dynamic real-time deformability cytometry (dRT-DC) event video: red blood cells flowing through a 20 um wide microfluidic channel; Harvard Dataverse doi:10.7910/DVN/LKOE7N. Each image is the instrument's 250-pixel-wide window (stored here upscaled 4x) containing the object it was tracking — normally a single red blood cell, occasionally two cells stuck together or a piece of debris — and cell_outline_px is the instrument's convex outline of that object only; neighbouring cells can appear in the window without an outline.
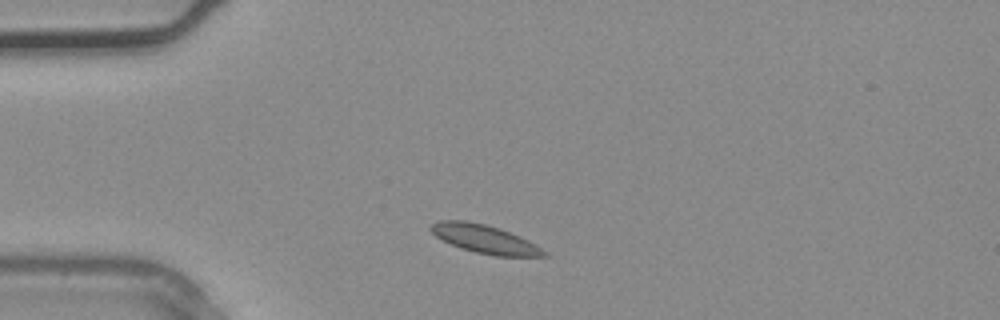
{"species": "common noctule bat (a hibernating species)", "species_latin": "Nyctalus noctula", "temperature_condition": "warm", "stored_images_in_passage": 1, "camera_frame_rate_fps": 3000, "um_per_image_px": 0.085, "animal": {"sex": "male", "body_mass_g": 20.4}, "frame": {"image": 1, "passage_image": 1, "time_ms": 0.0, "image_size_px": [1000, 320], "cell_outline_px": [[548, 256], [496, 256], [476, 252], [460, 248], [440, 240], [432, 232], [432, 224], [440, 220], [468, 220], [500, 228], [520, 236], [536, 244], [548, 252]], "centroid_in_image_um": [41.23, 20.32], "position_along_channel_um": 43.8, "area_um2": 18.79}}